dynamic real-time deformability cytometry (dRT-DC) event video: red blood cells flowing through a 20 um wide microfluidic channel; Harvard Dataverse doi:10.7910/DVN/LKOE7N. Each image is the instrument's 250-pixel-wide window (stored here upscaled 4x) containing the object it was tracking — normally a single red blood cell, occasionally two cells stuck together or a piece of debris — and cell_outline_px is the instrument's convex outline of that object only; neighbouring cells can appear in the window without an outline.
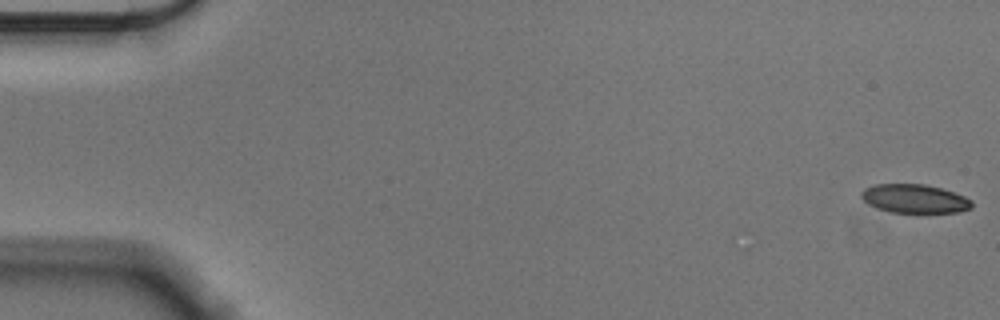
{"species": "Egyptian fruit bat (a non-hibernating species)", "species_latin": "Rousettus aegyptiacus", "temperature_condition": "cold", "stored_images_in_passage": 9, "camera_frame_rate_fps": 3000, "um_per_image_px": 0.085, "animal": {"sex": "male"}, "frame": {"image": 1, "passage_image": 1, "time_ms": 0.0, "image_size_px": [1000, 320], "cell_outline_px": [[972, 208], [960, 212], [892, 212], [876, 208], [868, 204], [860, 196], [860, 192], [864, 188], [876, 184], [924, 184], [940, 188], [964, 196], [972, 200]], "centroid_in_image_um": [77.72, 16.88], "position_along_channel_um": 7.3, "area_um2": 18.44}}